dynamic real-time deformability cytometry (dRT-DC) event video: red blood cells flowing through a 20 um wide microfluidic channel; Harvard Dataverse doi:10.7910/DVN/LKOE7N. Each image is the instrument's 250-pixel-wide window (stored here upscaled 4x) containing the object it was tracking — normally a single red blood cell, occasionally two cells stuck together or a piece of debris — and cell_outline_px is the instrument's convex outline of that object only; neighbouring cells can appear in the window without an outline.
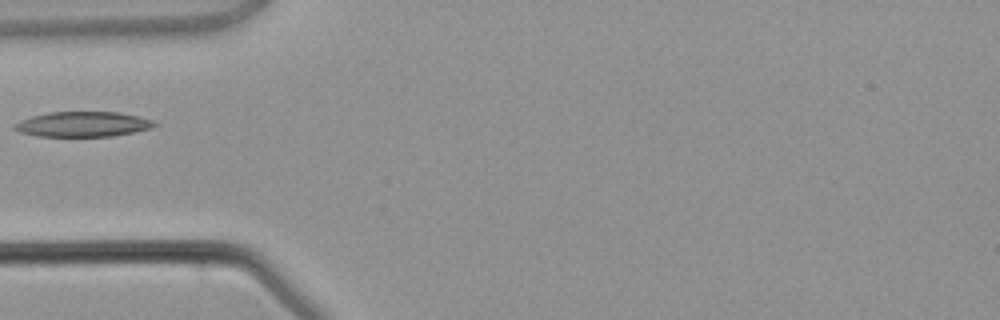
{"species": "common noctule bat (a hibernating species)", "species_latin": "Nyctalus noctula", "temperature_condition": "warm", "stored_images_in_passage": 1, "camera_frame_rate_fps": 3000, "um_per_image_px": 0.085, "animal": {"sex": "male", "body_mass_g": 21.5, "forearm_length_mm": 52.0}, "frame": {"image": 1, "passage_image": 1, "time_ms": 0.0, "image_size_px": [1000, 320], "cell_outline_px": [[160, 124], [152, 128], [112, 136], [36, 136], [20, 132], [12, 128], [12, 124], [20, 120], [32, 116], [48, 112], [120, 112], [152, 120]], "centroid_in_image_um": [7.01, 10.55], "position_along_channel_um": 78.0, "area_um2": 20.52}}